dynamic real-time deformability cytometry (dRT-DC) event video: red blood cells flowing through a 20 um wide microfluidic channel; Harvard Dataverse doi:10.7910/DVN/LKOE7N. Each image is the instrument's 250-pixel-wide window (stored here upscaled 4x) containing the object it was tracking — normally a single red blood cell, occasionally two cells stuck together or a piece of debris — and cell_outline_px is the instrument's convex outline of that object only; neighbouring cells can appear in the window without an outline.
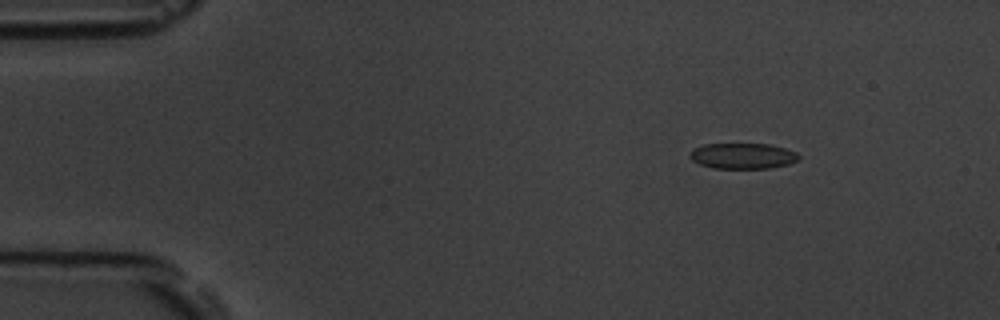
{"species": "common noctule bat (a hibernating species)", "species_latin": "Nyctalus noctula", "temperature_condition": "room temperature", "stored_images_in_passage": 5, "segment_of_instrument_passage": [1, 2], "camera_frame_rate_fps": 3000, "um_per_image_px": 0.085, "animal": {"sex": "male", "body_mass_g": 19.5, "forearm_length_mm": 54.6}, "frame": {"image": 1, "passage_image": 2, "time_ms": 1.333, "image_size_px": [1000, 320], "cell_outline_px": [[800, 156], [796, 160], [788, 164], [768, 168], [716, 168], [700, 164], [692, 160], [688, 156], [692, 148], [704, 144], [772, 144], [796, 152]], "centroid_in_image_um": [63.1, 13.24], "position_along_channel_um": 21.9, "area_um2": 16.24}}
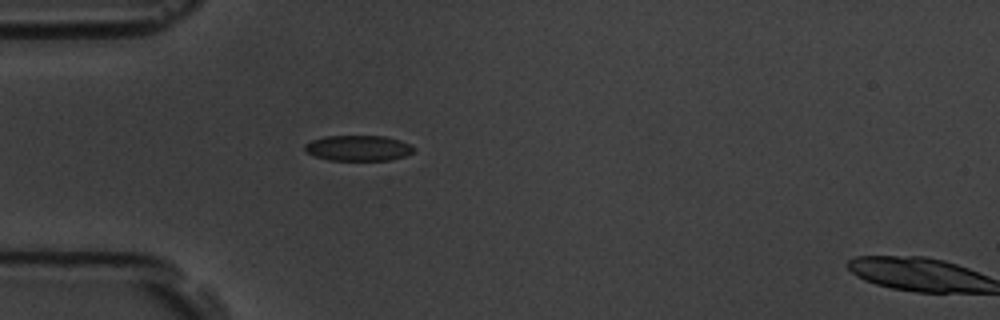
{"frame": {"image": 2, "passage_image": 4, "time_ms": 4.333, "image_size_px": [1000, 320], "cell_outline_px": [[416, 148], [412, 152], [404, 156], [392, 160], [328, 160], [304, 152], [304, 144], [312, 140], [324, 136], [384, 136], [400, 140], [412, 144]], "centroid_in_image_um": [30.45, 12.58], "position_along_channel_um": 54.5, "area_um2": 16.36}}